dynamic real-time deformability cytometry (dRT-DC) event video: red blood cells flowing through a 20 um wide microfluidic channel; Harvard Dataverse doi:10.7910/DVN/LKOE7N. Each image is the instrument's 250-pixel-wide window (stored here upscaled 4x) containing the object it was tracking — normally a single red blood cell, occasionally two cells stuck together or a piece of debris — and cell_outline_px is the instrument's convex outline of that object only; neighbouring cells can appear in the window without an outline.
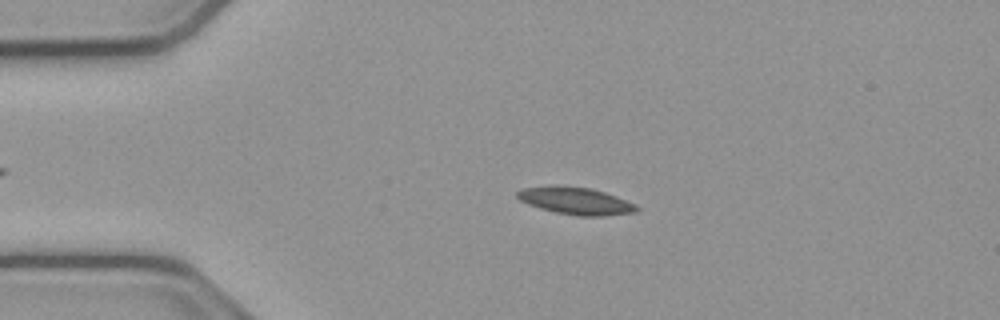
{"species": "common noctule bat (a hibernating species)", "species_latin": "Nyctalus noctula", "temperature_condition": "cold", "stored_images_in_passage": 47, "camera_frame_rate_fps": 3000, "um_per_image_px": 0.085, "animal": {"sex": "male", "body_mass_g": 23.1, "forearm_length_mm": 52.7}, "frame": {"image": 1, "passage_image": 11, "time_ms": 3.333, "image_size_px": [1000, 320], "cell_outline_px": [[640, 208], [636, 212], [604, 216], [576, 216], [556, 212], [540, 208], [528, 204], [520, 200], [516, 196], [516, 192], [524, 188], [556, 184], [588, 188], [604, 192], [624, 200]], "centroid_in_image_um": [48.88, 17.07], "position_along_channel_um": 36.1, "area_um2": 18.84}}
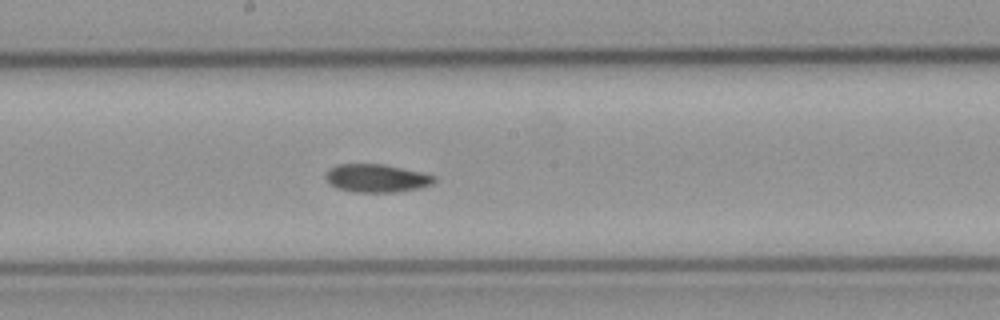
{"frame": {"image": 2, "passage_image": 28, "time_ms": 9.0, "image_size_px": [1000, 320], "cell_outline_px": [[436, 180], [432, 184], [416, 188], [396, 192], [352, 192], [336, 188], [328, 184], [324, 176], [328, 168], [336, 164], [384, 164], [420, 172], [436, 176]], "centroid_in_image_um": [31.93, 15.14], "position_along_channel_um": 216.3, "area_um2": 17.92}}
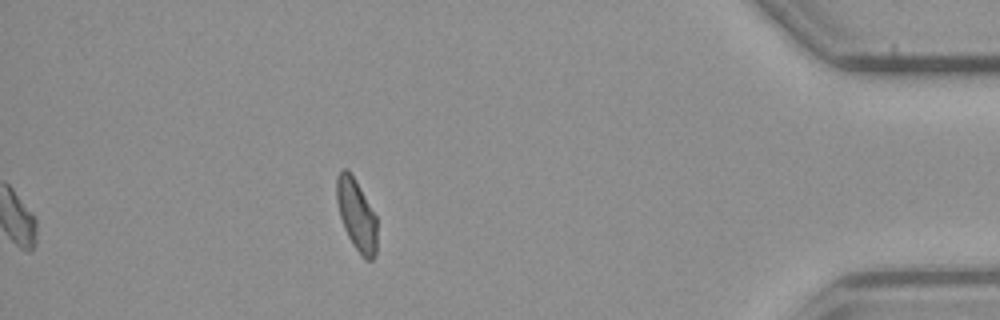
{"frame": {"image": 3, "passage_image": 47, "time_ms": 15.333, "image_size_px": [1000, 320], "cell_outline_px": [[376, 256], [372, 260], [364, 260], [352, 244], [344, 228], [340, 216], [336, 200], [336, 176], [344, 168], [356, 180], [376, 216]], "centroid_in_image_um": [30.3, 18.3], "position_along_channel_um": 404.9, "area_um2": 16.76}, "authors_computed_cell_mechanics": {"area_um2": 17.5712, "velocity_mm_per_s": 3.8003, "shape_relaxation_time_tau1_ms": null, "shape_relaxation_time_tau2_ms": 5.4485, "deformation_change_tau1": null, "deformation_change_tau2": 0.1018}}